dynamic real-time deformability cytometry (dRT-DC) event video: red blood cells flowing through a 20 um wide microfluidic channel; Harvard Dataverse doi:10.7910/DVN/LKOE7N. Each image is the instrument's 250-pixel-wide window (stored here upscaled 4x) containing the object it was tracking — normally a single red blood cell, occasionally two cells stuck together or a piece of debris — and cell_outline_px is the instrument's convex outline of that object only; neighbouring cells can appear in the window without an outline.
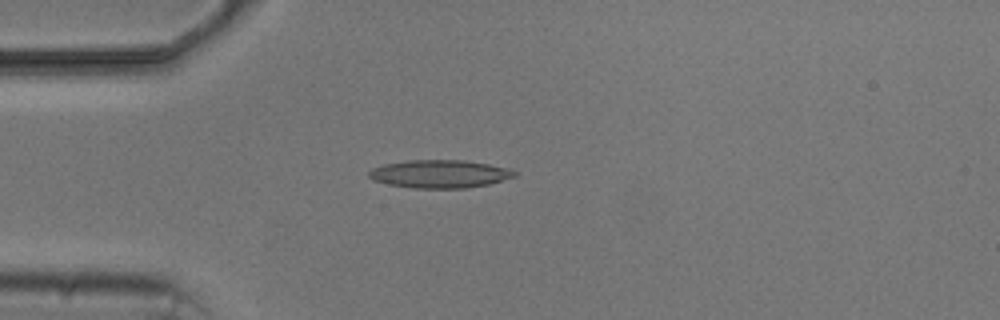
{"species": "common noctule bat (a hibernating species)", "species_latin": "Nyctalus noctula", "temperature_condition": "cold", "stored_images_in_passage": 2, "camera_frame_rate_fps": 3000, "um_per_image_px": 0.085, "animal": {"sex": "male", "body_mass_g": 20.5, "forearm_length_mm": 52.5}, "frame": {"image": 1, "passage_image": 2, "time_ms": 3.333, "image_size_px": [1000, 320], "cell_outline_px": [[516, 176], [488, 184], [468, 188], [416, 188], [388, 184], [372, 180], [368, 176], [368, 172], [372, 168], [384, 164], [408, 160], [464, 160], [512, 168], [516, 172]], "centroid_in_image_um": [37.38, 14.78], "position_along_channel_um": 47.6, "area_um2": 23.81}}